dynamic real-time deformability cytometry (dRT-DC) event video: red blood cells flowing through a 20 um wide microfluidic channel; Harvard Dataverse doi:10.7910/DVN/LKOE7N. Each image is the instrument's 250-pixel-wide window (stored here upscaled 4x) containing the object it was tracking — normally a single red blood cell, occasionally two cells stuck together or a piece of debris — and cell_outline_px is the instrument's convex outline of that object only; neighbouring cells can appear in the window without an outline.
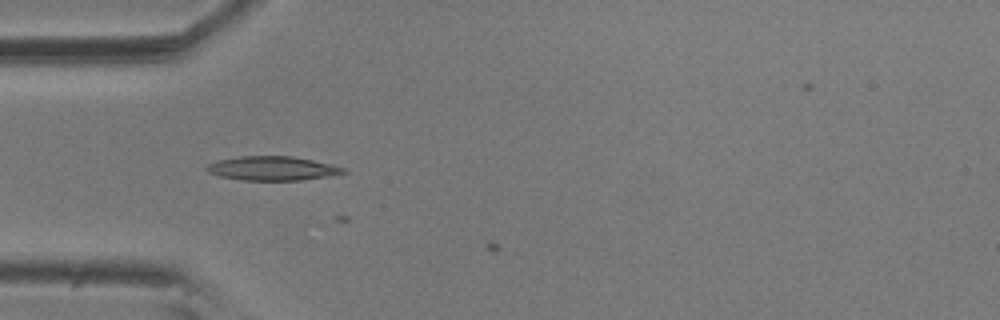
{"species": "common noctule bat (a hibernating species)", "species_latin": "Nyctalus noctula", "temperature_condition": "room temperature", "stored_images_in_passage": 6, "camera_frame_rate_fps": 3000, "um_per_image_px": 0.085, "animal": {"sex": "male", "body_mass_g": 20.5, "forearm_length_mm": 52.5}, "frame": {"image": 1, "passage_image": 5, "time_ms": 1.333, "image_size_px": [1000, 320], "cell_outline_px": [[348, 172], [300, 180], [240, 180], [220, 176], [208, 172], [204, 168], [208, 164], [216, 160], [240, 156], [292, 156], [332, 164], [344, 168]], "centroid_in_image_um": [23.1, 14.3], "position_along_channel_um": 61.9, "area_um2": 19.07}}